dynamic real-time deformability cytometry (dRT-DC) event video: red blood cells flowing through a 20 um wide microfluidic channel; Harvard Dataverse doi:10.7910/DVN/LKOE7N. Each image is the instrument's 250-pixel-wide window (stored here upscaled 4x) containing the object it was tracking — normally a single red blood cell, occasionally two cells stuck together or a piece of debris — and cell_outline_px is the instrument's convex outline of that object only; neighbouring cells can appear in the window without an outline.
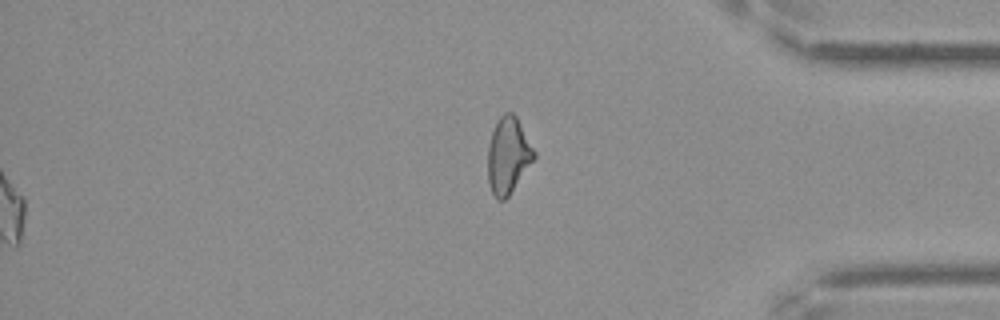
{"species": "Egyptian fruit bat (a non-hibernating species)", "species_latin": "Rousettus aegyptiacus", "temperature_condition": "cold", "stored_images_in_passage": 59, "segment_of_instrument_passage": [2, 2], "camera_frame_rate_fps": 3000, "um_per_image_px": 0.085, "frame": {"image": 1, "passage_image": 59, "time_ms": 19.333, "image_size_px": [1000, 320], "cell_outline_px": [[536, 156], [508, 196], [504, 200], [496, 200], [492, 192], [488, 180], [488, 148], [492, 132], [496, 120], [504, 112], [512, 112], [516, 116], [536, 152]], "centroid_in_image_um": [43.18, 13.19], "position_along_channel_um": 392.0, "area_um2": 20.4}}